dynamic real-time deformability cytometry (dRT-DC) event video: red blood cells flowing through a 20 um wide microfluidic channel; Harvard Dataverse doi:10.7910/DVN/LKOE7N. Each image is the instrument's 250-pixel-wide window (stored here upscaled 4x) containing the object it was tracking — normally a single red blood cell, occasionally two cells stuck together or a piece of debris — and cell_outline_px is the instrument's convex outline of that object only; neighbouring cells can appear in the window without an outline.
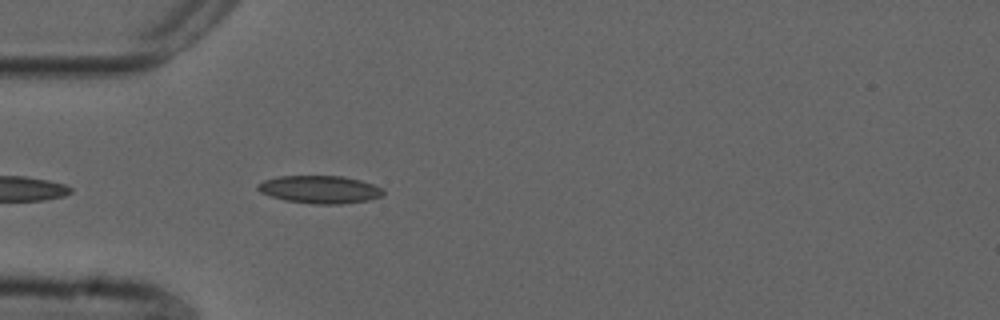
{"species": "common noctule bat (a hibernating species)", "species_latin": "Nyctalus noctula", "temperature_condition": "cold", "stored_images_in_passage": 15, "camera_frame_rate_fps": 3000, "um_per_image_px": 0.085, "animal": {"sex": "male", "forearm_length_mm": 52.5}, "frame": {"image": 1, "passage_image": 1, "time_ms": 0.0, "image_size_px": [1000, 320], "cell_outline_px": [[384, 192], [380, 196], [368, 200], [340, 204], [316, 204], [284, 200], [260, 192], [256, 188], [256, 184], [264, 180], [280, 176], [344, 176], [360, 180], [384, 188]], "centroid_in_image_um": [27.17, 16.1], "position_along_channel_um": 57.8, "area_um2": 20.23}}
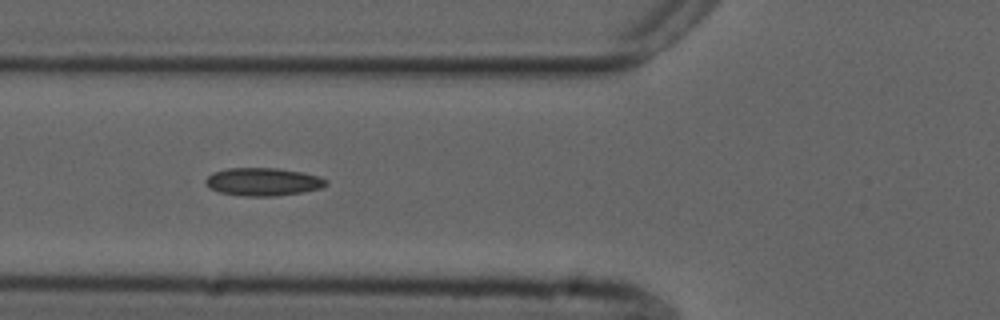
{"frame": {"image": 2, "passage_image": 5, "time_ms": 1.333, "image_size_px": [1000, 320], "cell_outline_px": [[328, 184], [320, 188], [300, 192], [276, 196], [244, 196], [220, 192], [208, 188], [204, 180], [212, 172], [228, 168], [276, 168], [300, 172], [316, 176], [328, 180]], "centroid_in_image_um": [22.31, 15.45], "position_along_channel_um": 103.5, "area_um2": 19.48}}